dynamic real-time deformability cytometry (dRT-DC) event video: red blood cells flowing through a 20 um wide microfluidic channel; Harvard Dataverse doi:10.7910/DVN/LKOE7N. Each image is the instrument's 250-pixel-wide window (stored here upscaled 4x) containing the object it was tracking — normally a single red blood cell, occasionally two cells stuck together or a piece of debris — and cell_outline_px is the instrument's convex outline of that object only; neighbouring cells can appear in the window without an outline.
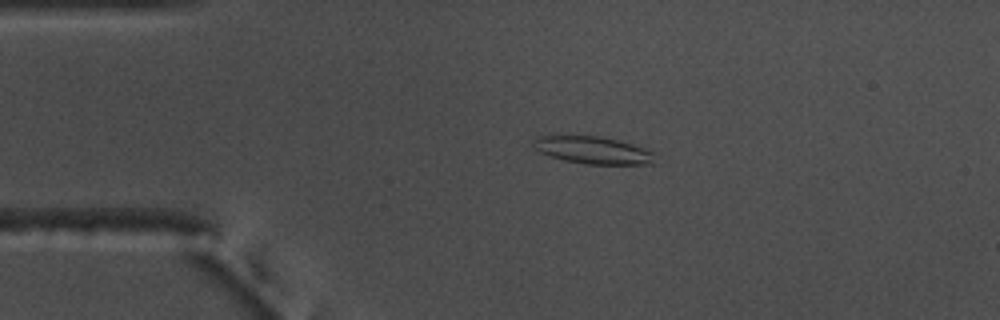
{"species": "common noctule bat (a hibernating species)", "species_latin": "Nyctalus noctula", "temperature_condition": "warm", "stored_images_in_passage": 54, "camera_frame_rate_fps": 3000, "um_per_image_px": 0.085, "animal": {"sex": "male", "body_mass_g": 17.5, "forearm_length_mm": 52.3}, "frame": {"image": 1, "passage_image": 11, "time_ms": 3.333, "image_size_px": [1000, 320], "cell_outline_px": [[656, 164], [584, 164], [564, 160], [540, 152], [532, 144], [536, 136], [600, 136], [632, 144], [644, 148], [652, 152]], "centroid_in_image_um": [50.41, 12.77], "position_along_channel_um": 34.6, "area_um2": 19.13}}
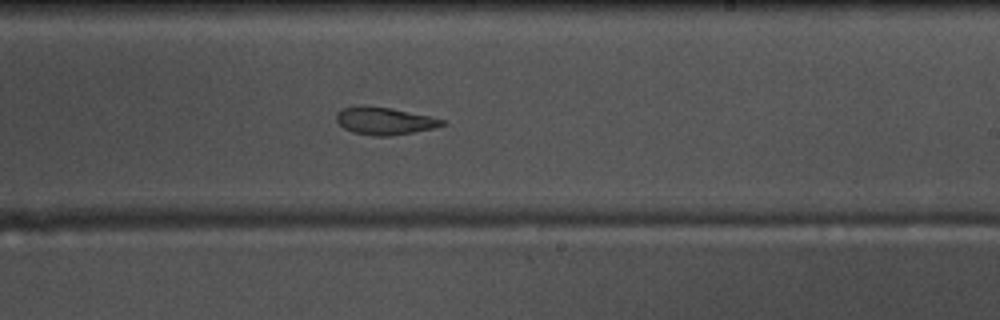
{"frame": {"image": 2, "passage_image": 32, "time_ms": 10.333, "image_size_px": [1000, 320], "cell_outline_px": [[448, 124], [432, 128], [412, 132], [388, 136], [372, 136], [352, 132], [344, 128], [336, 120], [336, 112], [340, 108], [392, 108], [432, 116], [444, 120]], "centroid_in_image_um": [32.72, 10.3], "position_along_channel_um": 256.3, "area_um2": 16.47}}
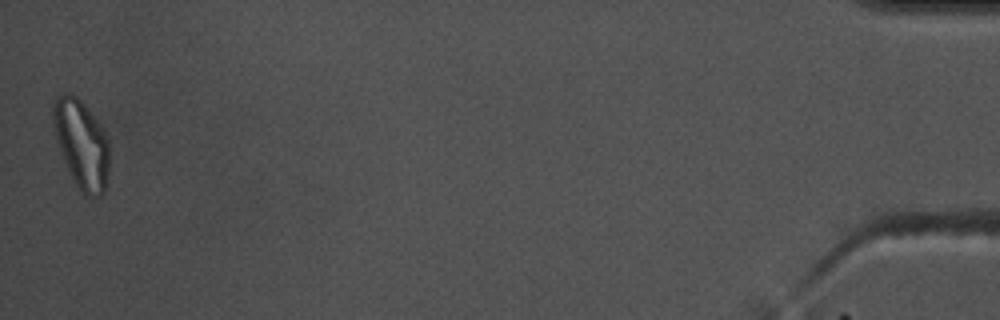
{"frame": {"image": 3, "passage_image": 54, "time_ms": 17.667, "image_size_px": [1000, 320], "cell_outline_px": [[108, 172], [104, 192], [100, 196], [88, 196], [80, 192], [64, 160], [56, 140], [52, 116], [52, 108], [56, 100], [64, 92], [68, 92], [76, 96], [84, 104], [96, 120], [104, 132], [108, 140]], "centroid_in_image_um": [6.92, 12.25], "position_along_channel_um": 428.3, "area_um2": 28.44}, "authors_computed_cell_mechanics": {"area_um2": 18.9584, "velocity_mm_per_s": 3.6881, "shape_relaxation_time_tau1_ms": null, "shape_relaxation_time_tau2_ms": 8.3871, "deformation_change_tau1": null, "deformation_change_tau2": 0.1732}}